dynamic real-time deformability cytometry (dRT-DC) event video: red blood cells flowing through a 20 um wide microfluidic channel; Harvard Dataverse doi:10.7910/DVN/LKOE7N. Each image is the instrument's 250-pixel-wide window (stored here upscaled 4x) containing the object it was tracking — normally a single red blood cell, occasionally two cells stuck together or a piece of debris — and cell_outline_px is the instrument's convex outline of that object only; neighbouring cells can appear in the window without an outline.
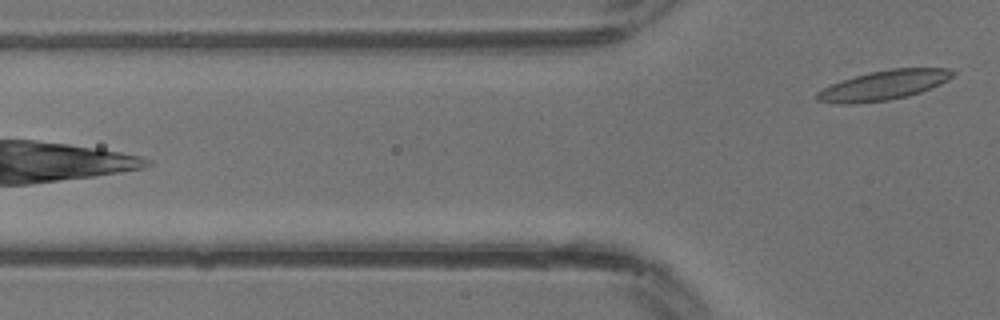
{"species": "common noctule bat (a hibernating species)", "species_latin": "Nyctalus noctula", "temperature_condition": "warm", "stored_images_in_passage": 3, "camera_frame_rate_fps": 3000, "um_per_image_px": 0.085, "animal": {"sex": "male", "body_mass_g": 13.3}, "frame": {"image": 1, "passage_image": 3, "time_ms": 0.667, "image_size_px": [1000, 320], "cell_outline_px": [[956, 72], [952, 76], [940, 84], [920, 92], [908, 96], [888, 100], [852, 104], [840, 104], [816, 100], [816, 92], [832, 84], [856, 76], [872, 72], [892, 68], [948, 68]], "centroid_in_image_um": [75.12, 7.25], "position_along_channel_um": 50.7, "area_um2": 23.06}}